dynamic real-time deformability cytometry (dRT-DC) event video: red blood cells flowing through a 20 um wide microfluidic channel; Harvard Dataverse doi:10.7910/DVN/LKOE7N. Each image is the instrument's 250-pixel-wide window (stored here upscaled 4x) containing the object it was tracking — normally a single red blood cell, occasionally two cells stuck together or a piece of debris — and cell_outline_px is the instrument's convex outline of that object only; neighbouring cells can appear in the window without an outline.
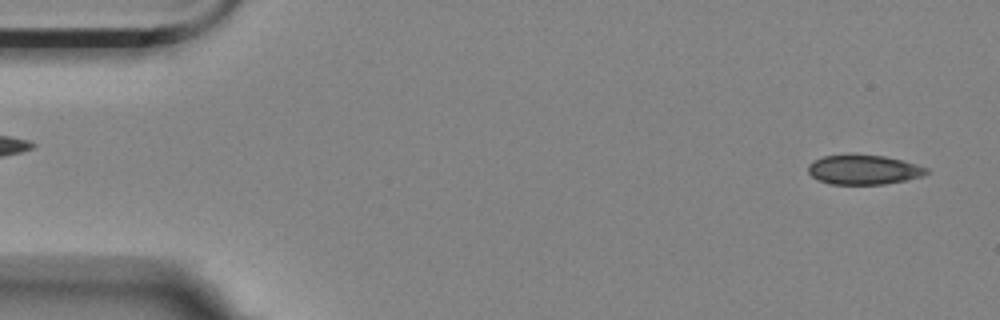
{"species": "Egyptian fruit bat (a non-hibernating species)", "species_latin": "Rousettus aegyptiacus", "temperature_condition": "room temperature", "stored_images_in_passage": 13, "camera_frame_rate_fps": 3000, "um_per_image_px": 0.085, "animal": {"sex": "female"}, "frame": {"image": 1, "passage_image": 3, "time_ms": 0.667, "image_size_px": [1000, 320], "cell_outline_px": [[928, 172], [924, 176], [908, 180], [884, 184], [828, 184], [812, 176], [808, 172], [808, 164], [812, 160], [824, 156], [884, 156], [904, 160], [928, 168]], "centroid_in_image_um": [73.44, 14.44], "position_along_channel_um": 11.6, "area_um2": 20.17}}